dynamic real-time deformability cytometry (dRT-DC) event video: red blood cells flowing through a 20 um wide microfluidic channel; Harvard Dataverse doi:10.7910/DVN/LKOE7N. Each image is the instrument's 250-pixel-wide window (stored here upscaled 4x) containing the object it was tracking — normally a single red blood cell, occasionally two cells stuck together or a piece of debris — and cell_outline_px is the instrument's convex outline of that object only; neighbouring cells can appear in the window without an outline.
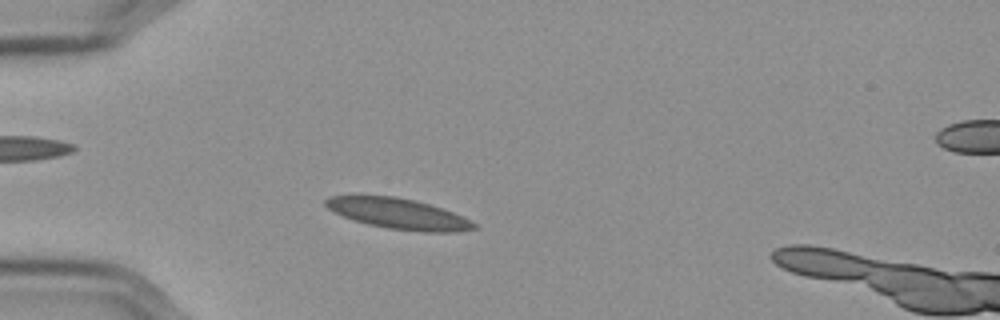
{"species": "Egyptian fruit bat (a non-hibernating species)", "species_latin": "Rousettus aegyptiacus", "temperature_condition": "cold", "stored_images_in_passage": 50, "segment_of_instrument_passage": [1, 2], "camera_frame_rate_fps": 3000, "um_per_image_px": 0.085, "frame": {"image": 1, "passage_image": 8, "time_ms": 2.333, "image_size_px": [1000, 320], "cell_outline_px": [[476, 228], [460, 232], [420, 232], [388, 228], [368, 224], [352, 220], [332, 212], [324, 204], [324, 200], [328, 196], [396, 196], [428, 204], [452, 212], [472, 220], [476, 224]], "centroid_in_image_um": [33.85, 18.18], "position_along_channel_um": 51.2, "area_um2": 26.41}}
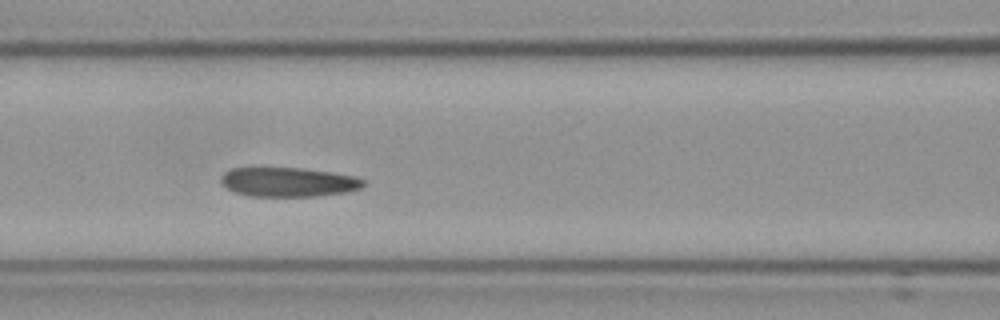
{"frame": {"image": 2, "passage_image": 17, "time_ms": 5.333, "image_size_px": [1000, 320], "cell_outline_px": [[364, 184], [360, 188], [344, 192], [316, 196], [252, 196], [236, 192], [220, 184], [220, 176], [224, 172], [232, 168], [300, 168], [332, 172], [356, 176], [364, 180]], "centroid_in_image_um": [24.48, 15.46], "position_along_channel_um": 142.1, "area_um2": 24.22}}
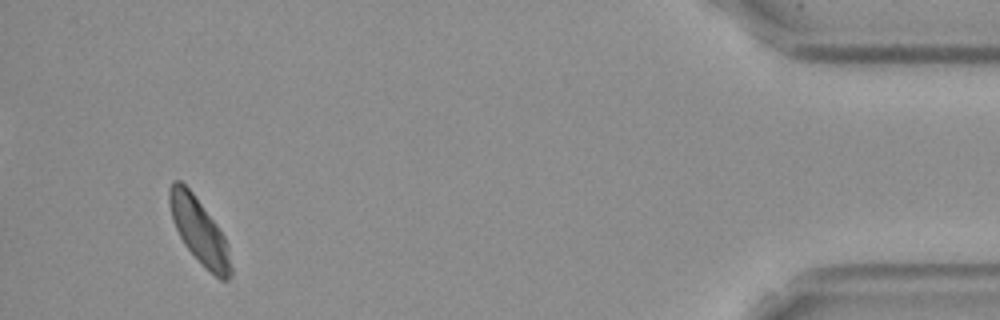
{"frame": {"image": 3, "passage_image": 46, "time_ms": 15.0, "image_size_px": [1000, 320], "cell_outline_px": [[232, 276], [228, 280], [220, 280], [184, 244], [172, 220], [168, 204], [168, 188], [172, 180], [180, 180], [192, 192], [216, 224], [224, 236], [228, 244], [232, 268]], "centroid_in_image_um": [16.92, 19.59], "position_along_channel_um": 418.3, "area_um2": 23.06}}